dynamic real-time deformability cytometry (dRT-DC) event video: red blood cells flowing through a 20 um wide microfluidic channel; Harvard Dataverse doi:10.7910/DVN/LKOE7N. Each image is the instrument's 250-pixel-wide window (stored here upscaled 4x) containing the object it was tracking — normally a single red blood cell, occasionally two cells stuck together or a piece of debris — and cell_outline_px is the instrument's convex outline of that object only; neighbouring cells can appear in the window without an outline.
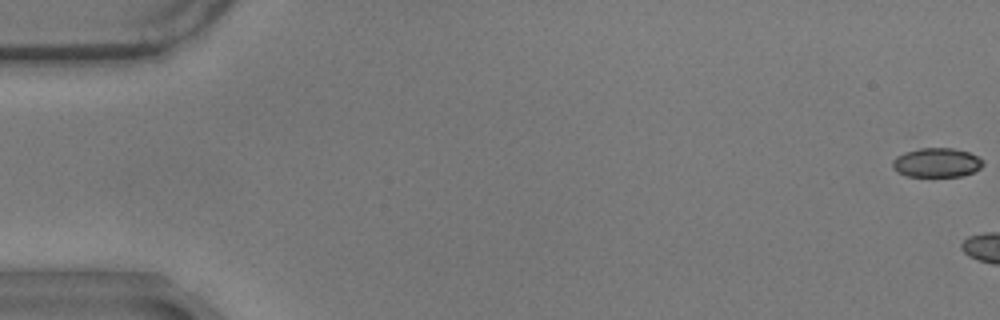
{"species": "common noctule bat (a hibernating species)", "species_latin": "Nyctalus noctula", "temperature_condition": "warm", "stored_images_in_passage": 5, "camera_frame_rate_fps": 3000, "um_per_image_px": 0.085, "animal": {"sex": "male", "body_mass_g": 17.9}, "frame": {"image": 1, "passage_image": 1, "time_ms": 0.0, "image_size_px": [1000, 320], "cell_outline_px": [[984, 164], [980, 168], [972, 172], [960, 176], [908, 176], [896, 172], [892, 168], [892, 160], [896, 156], [904, 152], [920, 148], [952, 148], [968, 152], [984, 160]], "centroid_in_image_um": [79.58, 13.82], "position_along_channel_um": 5.4, "area_um2": 15.43}}